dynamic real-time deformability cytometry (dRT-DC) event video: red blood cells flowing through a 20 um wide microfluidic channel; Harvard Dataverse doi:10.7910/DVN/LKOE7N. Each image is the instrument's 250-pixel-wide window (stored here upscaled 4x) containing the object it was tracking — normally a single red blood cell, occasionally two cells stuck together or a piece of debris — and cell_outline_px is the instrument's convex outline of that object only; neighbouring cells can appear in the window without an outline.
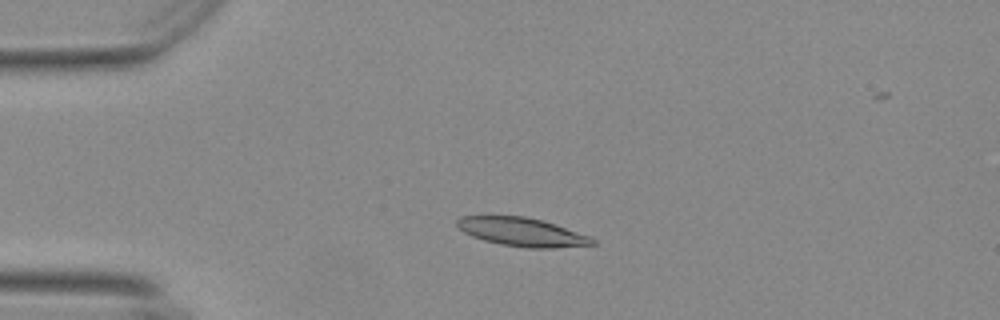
{"species": "Egyptian fruit bat (a non-hibernating species)", "species_latin": "Rousettus aegyptiacus", "temperature_condition": "warm", "stored_images_in_passage": 56, "camera_frame_rate_fps": 3000, "um_per_image_px": 0.085, "animal": {"sex": "female"}, "frame": {"image": 1, "passage_image": 13, "time_ms": 4.0, "image_size_px": [1000, 320], "cell_outline_px": [[596, 244], [556, 248], [528, 248], [500, 244], [484, 240], [472, 236], [464, 232], [456, 224], [456, 220], [460, 216], [524, 216], [540, 220], [588, 236], [596, 240]], "centroid_in_image_um": [44.33, 19.73], "position_along_channel_um": 40.7, "area_um2": 22.14}}
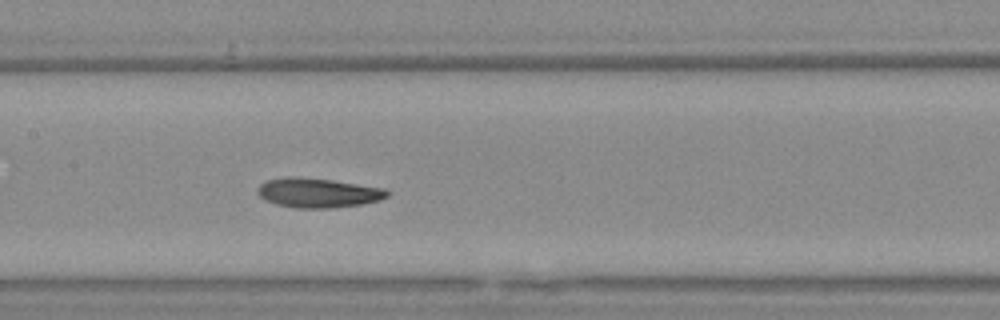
{"frame": {"image": 2, "passage_image": 27, "time_ms": 8.667, "image_size_px": [1000, 320], "cell_outline_px": [[388, 196], [380, 200], [364, 204], [336, 208], [296, 208], [276, 204], [264, 200], [256, 192], [256, 188], [260, 184], [268, 180], [288, 176], [292, 176], [332, 180], [388, 188]], "centroid_in_image_um": [27.05, 16.39], "position_along_channel_um": 180.4, "area_um2": 22.6}}
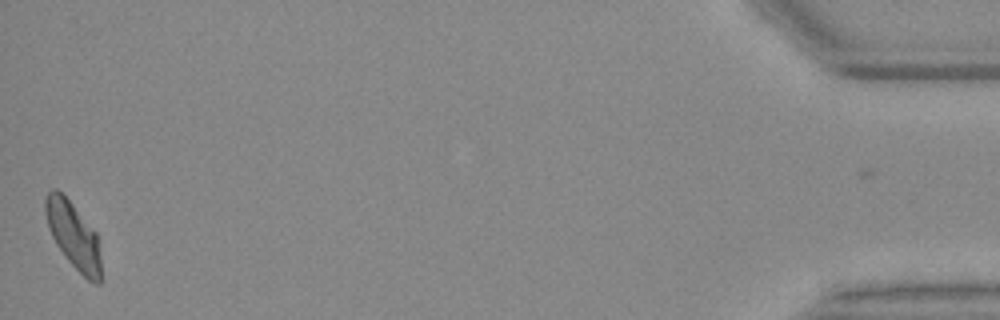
{"frame": {"image": 3, "passage_image": 55, "time_ms": 18.0, "image_size_px": [1000, 320], "cell_outline_px": [[100, 284], [96, 284], [88, 280], [64, 256], [56, 244], [48, 228], [44, 212], [44, 200], [48, 192], [52, 188], [56, 188], [72, 204], [96, 232], [100, 256]], "centroid_in_image_um": [6.21, 19.99], "position_along_channel_um": 429.0, "area_um2": 21.33}, "authors_computed_cell_mechanics": {"area_um2": 21.8773, "velocity_mm_per_s": 3.6614, "shape_relaxation_time_tau1_ms": null, "shape_relaxation_time_tau2_ms": 5.1434, "deformation_change_tau1": null, "deformation_change_tau2": 0.1099}}